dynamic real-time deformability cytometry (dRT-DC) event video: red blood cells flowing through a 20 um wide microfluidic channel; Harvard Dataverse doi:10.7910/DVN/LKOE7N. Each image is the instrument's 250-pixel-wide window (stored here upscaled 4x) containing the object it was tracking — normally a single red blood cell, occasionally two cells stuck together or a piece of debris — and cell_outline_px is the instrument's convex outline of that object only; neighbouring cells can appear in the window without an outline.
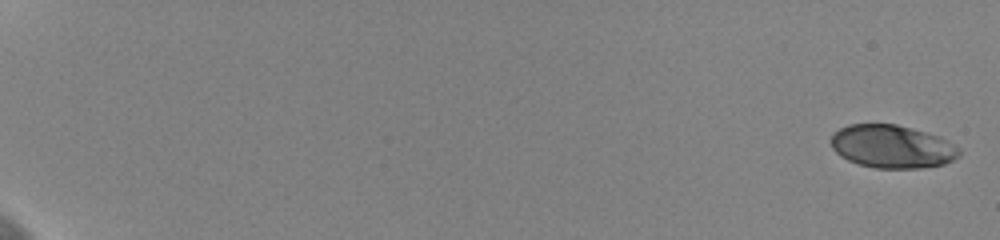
{"species": "human", "species_latin": "Homo sapiens", "temperature_condition": "cold", "stored_images_in_passage": 59, "camera_frame_rate_fps": 3000, "um_per_image_px": 0.085, "donor": {"sex": "female"}, "frame": {"image": 1, "passage_image": 1, "time_ms": 0.0, "image_size_px": [1000, 240], "cell_outline_px": [[960, 156], [944, 164], [920, 168], [876, 168], [860, 164], [848, 160], [840, 156], [832, 148], [832, 136], [840, 128], [848, 124], [896, 124], [912, 128], [940, 136], [960, 148]], "centroid_in_image_um": [75.85, 12.45], "position_along_channel_um": 9.1, "area_um2": 32.14}}
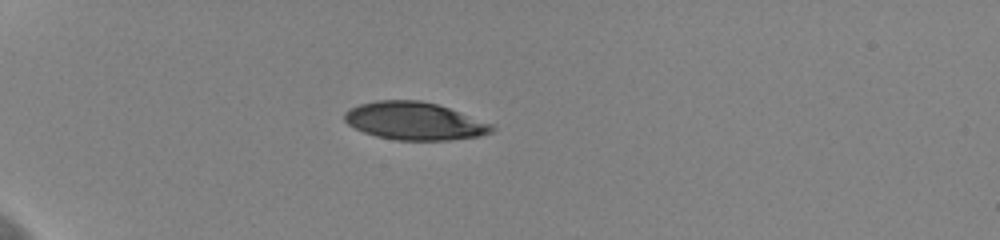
{"frame": {"image": 2, "passage_image": 19, "time_ms": 6.0, "image_size_px": [1000, 240], "cell_outline_px": [[496, 128], [492, 132], [480, 136], [448, 140], [396, 140], [376, 136], [364, 132], [348, 124], [344, 120], [344, 112], [348, 108], [360, 104], [376, 100], [420, 100], [436, 104], [448, 108], [492, 124]], "centroid_in_image_um": [35.21, 10.29], "position_along_channel_um": 49.8, "area_um2": 32.31}}
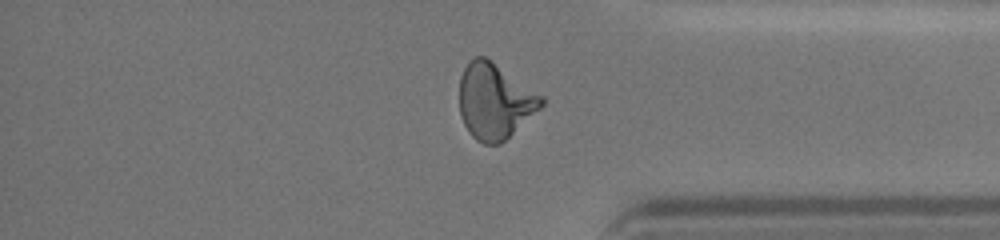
{"frame": {"image": 3, "passage_image": 51, "time_ms": 16.667, "image_size_px": [1000, 240], "cell_outline_px": [[544, 104], [540, 108], [500, 144], [484, 144], [476, 140], [468, 132], [460, 116], [460, 76], [464, 68], [476, 56], [484, 56], [492, 60], [544, 96]], "centroid_in_image_um": [42.05, 8.59], "position_along_channel_um": 393.2, "area_um2": 36.01}, "authors_computed_cell_mechanics": {"area_um2": 34.2754, "velocity_mm_per_s": 3.6346, "shape_relaxation_time_tau1_ms": 3.9306, "shape_relaxation_time_tau2_ms": 1.3302, "deformation_change_tau1": 0.16, "deformation_change_tau2": 0.0752}}